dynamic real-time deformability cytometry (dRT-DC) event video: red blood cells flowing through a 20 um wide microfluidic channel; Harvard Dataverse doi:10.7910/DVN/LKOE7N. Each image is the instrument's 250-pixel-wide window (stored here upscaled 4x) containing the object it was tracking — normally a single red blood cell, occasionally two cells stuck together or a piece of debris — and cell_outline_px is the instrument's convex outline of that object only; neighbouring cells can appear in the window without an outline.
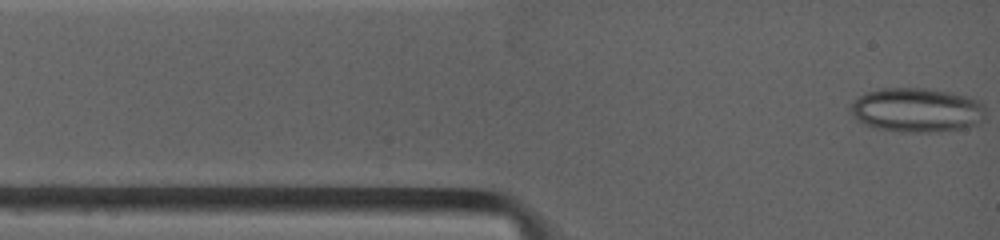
{"species": "common noctule bat (a hibernating species)", "species_latin": "Nyctalus noctula", "temperature_condition": "warm", "stored_images_in_passage": 7, "camera_frame_rate_fps": 4500, "um_per_image_px": 0.085, "animal": {"sex": "female", "body_mass_g": 19.0, "forearm_length_mm": 53.3}, "frame": {"image": 1, "passage_image": 1, "time_ms": 0.0, "image_size_px": [1000, 240], "cell_outline_px": [[984, 120], [980, 124], [964, 128], [932, 132], [904, 132], [876, 128], [864, 124], [856, 120], [848, 112], [848, 104], [864, 92], [880, 88], [924, 88], [948, 92], [968, 96], [980, 100], [984, 104]], "centroid_in_image_um": [77.89, 9.35], "position_along_channel_um": 7.1, "area_um2": 35.49}}
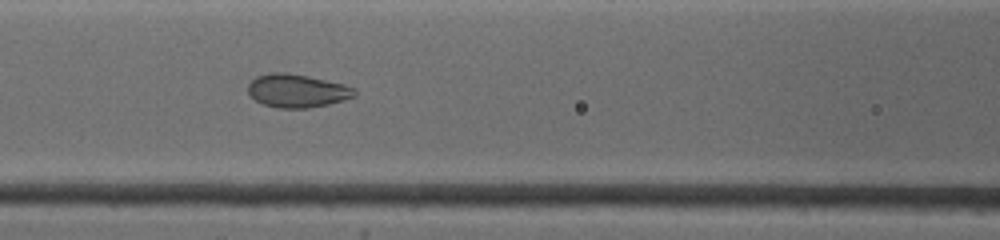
{"frame": {"image": 2, "passage_image": 6, "time_ms": 4.444, "image_size_px": [1000, 240], "cell_outline_px": [[356, 96], [344, 100], [328, 104], [308, 108], [276, 108], [264, 104], [256, 100], [248, 92], [248, 84], [256, 76], [272, 72], [284, 72], [344, 84], [356, 88]], "centroid_in_image_um": [25.26, 7.72], "position_along_channel_um": 141.3, "area_um2": 20.52}}
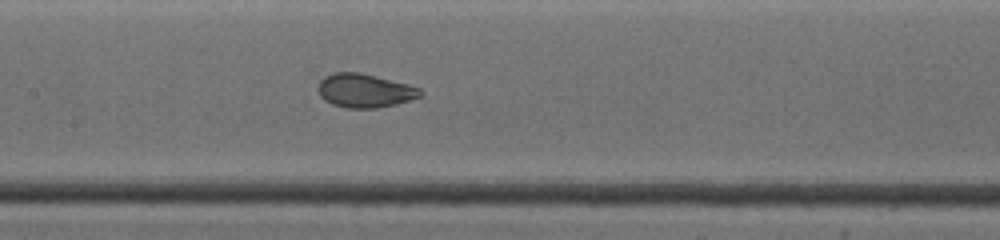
{"frame": {"image": 3, "passage_image": 7, "time_ms": 5.333, "image_size_px": [1000, 240], "cell_outline_px": [[424, 92], [420, 96], [396, 104], [380, 108], [348, 108], [332, 104], [324, 100], [320, 96], [320, 80], [324, 76], [336, 72], [356, 72], [408, 84], [420, 88]], "centroid_in_image_um": [31.01, 7.71], "position_along_channel_um": 176.4, "area_um2": 19.83}}